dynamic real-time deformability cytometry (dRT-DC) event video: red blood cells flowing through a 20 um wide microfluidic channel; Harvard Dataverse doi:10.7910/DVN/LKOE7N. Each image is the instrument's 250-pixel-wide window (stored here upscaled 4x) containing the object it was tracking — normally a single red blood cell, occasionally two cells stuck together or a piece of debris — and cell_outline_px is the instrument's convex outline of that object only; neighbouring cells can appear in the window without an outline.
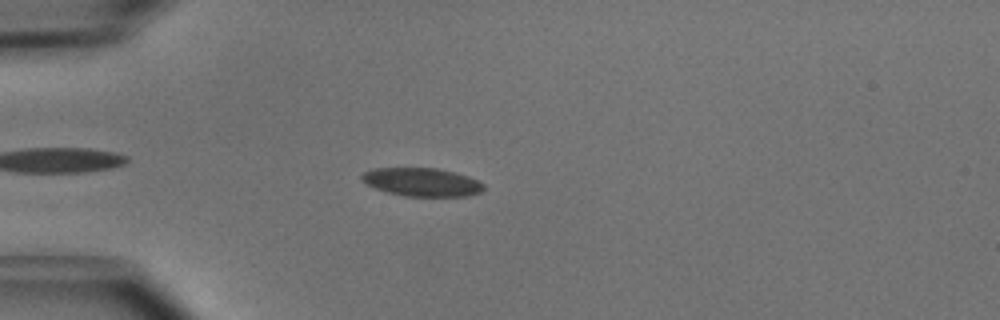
{"species": "common noctule bat (a hibernating species)", "species_latin": "Nyctalus noctula", "temperature_condition": "cold", "stored_images_in_passage": 42, "camera_frame_rate_fps": 3000, "um_per_image_px": 0.085, "animal": {"sex": "male", "body_mass_g": 15.6}, "frame": {"image": 1, "passage_image": 6, "time_ms": 1.667, "image_size_px": [1000, 320], "cell_outline_px": [[484, 188], [480, 192], [468, 196], [404, 196], [388, 192], [376, 188], [360, 180], [360, 176], [364, 172], [372, 168], [436, 168], [468, 176], [484, 184]], "centroid_in_image_um": [35.84, 15.47], "position_along_channel_um": 49.2, "area_um2": 20.0}}
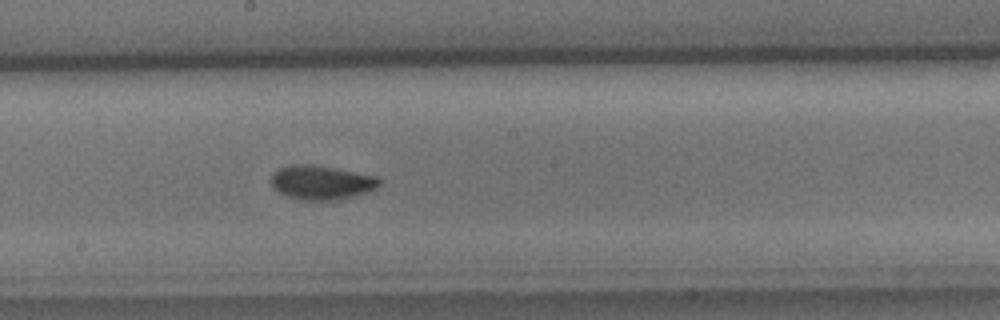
{"frame": {"image": 2, "passage_image": 20, "time_ms": 6.333, "image_size_px": [1000, 320], "cell_outline_px": [[380, 184], [376, 188], [352, 196], [336, 200], [304, 200], [288, 196], [280, 192], [272, 184], [272, 172], [288, 164], [312, 164], [376, 176], [380, 180]], "centroid_in_image_um": [27.3, 15.49], "position_along_channel_um": 220.9, "area_um2": 21.15}}
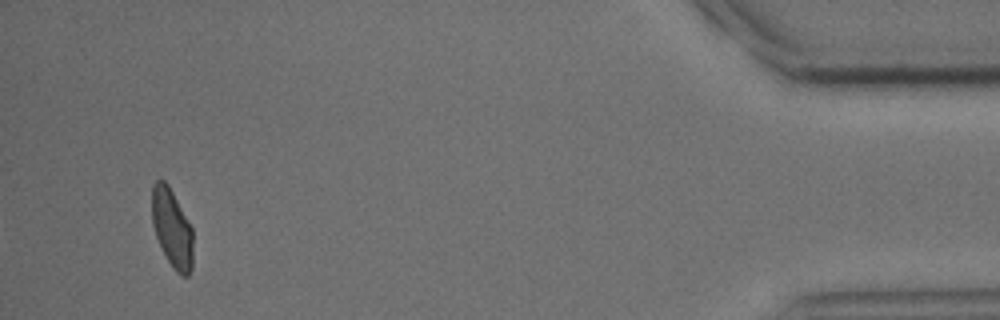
{"frame": {"image": 3, "passage_image": 40, "time_ms": 13.0, "image_size_px": [1000, 320], "cell_outline_px": [[192, 268], [188, 276], [180, 276], [172, 268], [156, 236], [152, 224], [152, 184], [156, 180], [164, 180], [168, 184], [192, 228]], "centroid_in_image_um": [14.61, 19.4], "position_along_channel_um": 420.6, "area_um2": 18.67}, "authors_computed_cell_mechanics": {"area_um2": 20.0855, "velocity_mm_per_s": 4.0251, "shape_relaxation_time_tau1_ms": 2.7164, "shape_relaxation_time_tau2_ms": 1.9063, "deformation_change_tau1": 0.0902, "deformation_change_tau2": 0.0409}}